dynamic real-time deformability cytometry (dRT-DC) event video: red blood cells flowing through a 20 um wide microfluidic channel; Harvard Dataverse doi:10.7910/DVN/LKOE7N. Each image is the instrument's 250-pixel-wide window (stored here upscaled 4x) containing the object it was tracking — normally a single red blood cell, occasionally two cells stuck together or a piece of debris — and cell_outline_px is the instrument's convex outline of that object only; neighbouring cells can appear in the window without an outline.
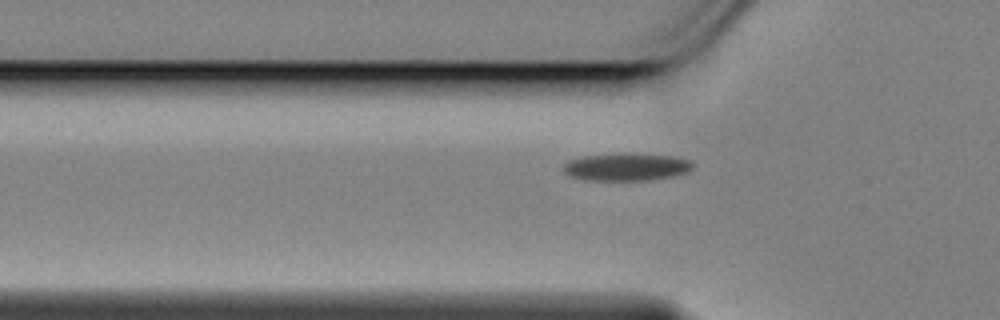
{"species": "Egyptian fruit bat (a non-hibernating species)", "species_latin": "Rousettus aegyptiacus", "temperature_condition": "cold", "stored_images_in_passage": 42, "camera_frame_rate_fps": 3000, "um_per_image_px": 0.085, "animal": {"sex": "female"}, "frame": {"image": 1, "passage_image": 8, "time_ms": 2.333, "image_size_px": [1000, 320], "cell_outline_px": [[684, 168], [672, 172], [648, 176], [592, 176], [572, 172], [568, 168], [572, 164], [588, 160], [672, 160], [684, 164]], "centroid_in_image_um": [53.17, 14.25], "position_along_channel_um": 72.6, "area_um2": 11.5}}
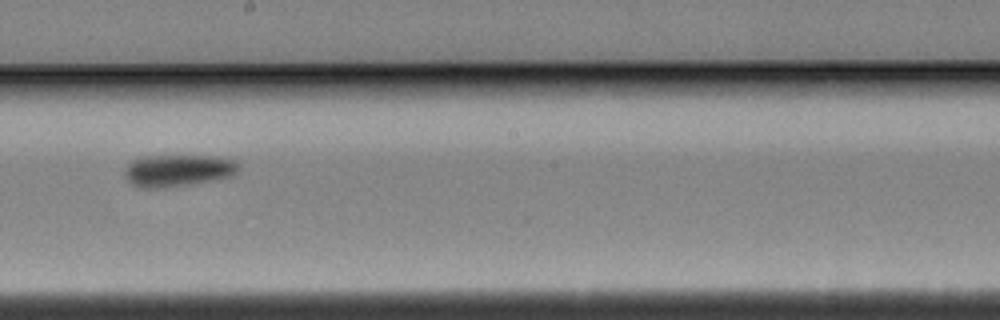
{"frame": {"image": 2, "passage_image": 22, "time_ms": 7.0, "image_size_px": [1000, 320], "cell_outline_px": [[228, 168], [220, 172], [204, 176], [176, 180], [140, 180], [132, 172], [132, 168], [140, 164], [168, 160], [204, 160], [224, 164]], "centroid_in_image_um": [15.02, 14.42], "position_along_channel_um": 233.2, "area_um2": 10.75}}
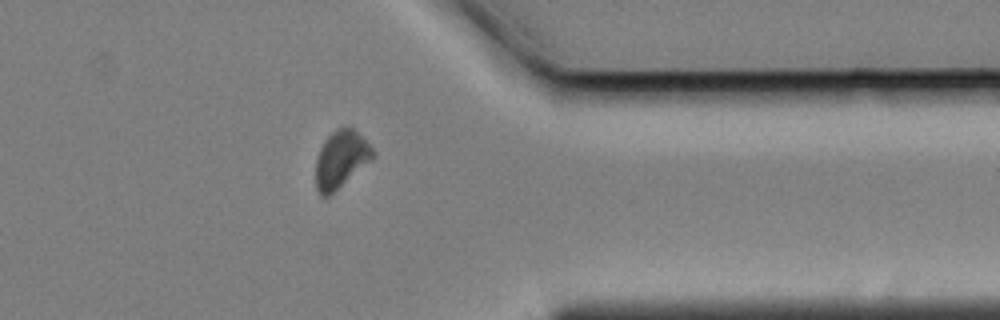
{"frame": {"image": 3, "passage_image": 36, "time_ms": 11.667, "image_size_px": [1000, 320], "cell_outline_px": [[372, 152], [328, 192], [324, 192], [320, 188], [320, 156], [328, 140], [332, 136], [340, 132], [348, 132], [368, 148]], "centroid_in_image_um": [28.92, 13.51], "position_along_channel_um": 382.5, "area_um2": 13.24}}